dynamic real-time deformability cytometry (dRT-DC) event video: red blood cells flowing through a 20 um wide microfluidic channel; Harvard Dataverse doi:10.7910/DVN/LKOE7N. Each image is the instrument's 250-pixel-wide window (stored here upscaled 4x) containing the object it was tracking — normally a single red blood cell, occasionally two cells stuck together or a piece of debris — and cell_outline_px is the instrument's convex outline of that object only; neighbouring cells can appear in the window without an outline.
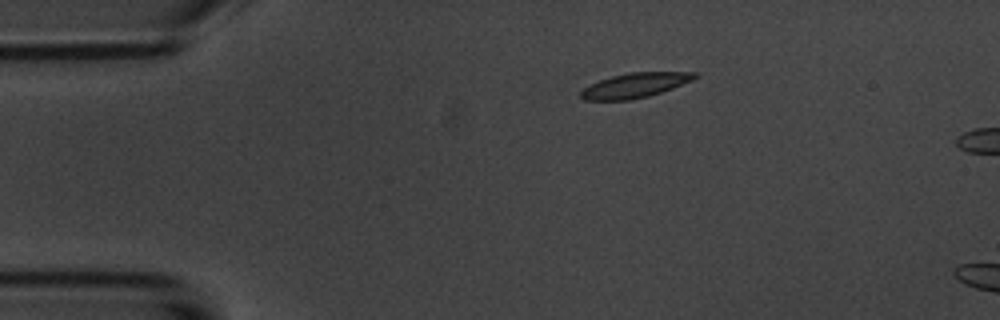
{"species": "common noctule bat (a hibernating species)", "species_latin": "Nyctalus noctula", "temperature_condition": "room temperature", "stored_images_in_passage": 4, "camera_frame_rate_fps": 3000, "um_per_image_px": 0.085, "animal": {"sex": "male", "body_mass_g": 20.1, "forearm_length_mm": 53.5}, "frame": {"image": 1, "passage_image": 3, "time_ms": 3.0, "image_size_px": [1000, 320], "cell_outline_px": [[700, 76], [692, 80], [672, 88], [648, 96], [632, 100], [584, 100], [580, 96], [580, 92], [584, 88], [600, 80], [612, 76], [628, 72], [700, 72]], "centroid_in_image_um": [54.0, 7.25], "position_along_channel_um": 31.0, "area_um2": 16.36}}